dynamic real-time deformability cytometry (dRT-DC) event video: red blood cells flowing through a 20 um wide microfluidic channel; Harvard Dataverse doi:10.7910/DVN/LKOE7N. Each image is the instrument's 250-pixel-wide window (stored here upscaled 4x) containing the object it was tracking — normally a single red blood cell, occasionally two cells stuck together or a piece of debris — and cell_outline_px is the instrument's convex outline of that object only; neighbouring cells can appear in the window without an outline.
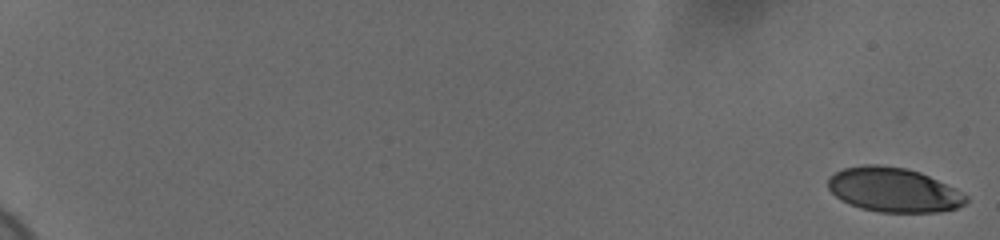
{"species": "human", "species_latin": "Homo sapiens", "temperature_condition": "cold", "stored_images_in_passage": 59, "camera_frame_rate_fps": 3000, "um_per_image_px": 0.085, "donor": {"sex": "female"}, "frame": {"image": 1, "passage_image": 1, "time_ms": 0.0, "image_size_px": [1000, 240], "cell_outline_px": [[968, 200], [964, 204], [956, 208], [940, 212], [880, 212], [860, 208], [840, 200], [828, 188], [828, 176], [844, 168], [864, 164], [876, 164], [904, 168], [920, 172], [956, 188], [968, 196]], "centroid_in_image_um": [75.95, 16.14], "position_along_channel_um": 9.0, "area_um2": 35.78}}
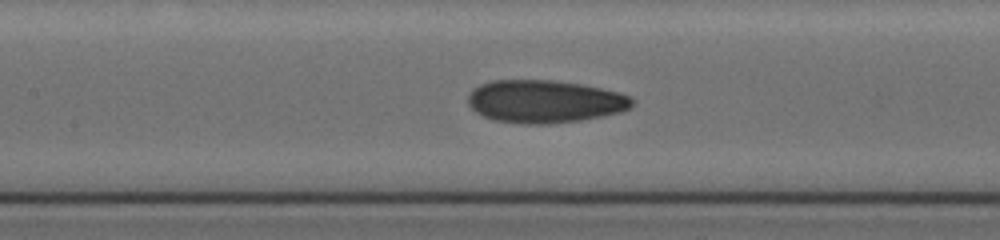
{"frame": {"image": 2, "passage_image": 32, "time_ms": 10.333, "image_size_px": [1000, 240], "cell_outline_px": [[636, 100], [628, 108], [620, 112], [580, 120], [548, 124], [520, 124], [492, 120], [476, 112], [468, 104], [468, 96], [472, 88], [480, 84], [492, 80], [552, 80], [580, 84], [620, 92], [632, 96]], "centroid_in_image_um": [46.28, 8.62], "position_along_channel_um": 161.1, "area_um2": 41.1}}
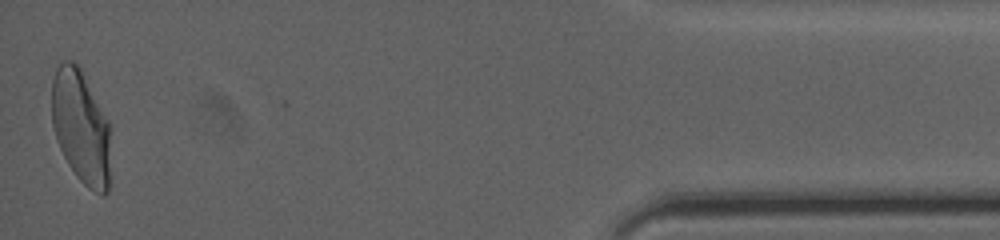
{"frame": {"image": 3, "passage_image": 59, "time_ms": 19.333, "image_size_px": [1000, 240], "cell_outline_px": [[108, 192], [104, 196], [100, 196], [88, 188], [76, 176], [68, 164], [60, 148], [52, 124], [52, 80], [56, 68], [64, 60], [72, 60], [80, 68], [108, 120]], "centroid_in_image_um": [6.85, 10.79], "position_along_channel_um": 428.4, "area_um2": 38.38}, "authors_computed_cell_mechanics": {"area_um2": 38.4948, "velocity_mm_per_s": 3.6865, "shape_relaxation_time_tau1_ms": 6.7081, "shape_relaxation_time_tau2_ms": 1.3459, "deformation_change_tau1": 0.1877, "deformation_change_tau2": 0.0686}}